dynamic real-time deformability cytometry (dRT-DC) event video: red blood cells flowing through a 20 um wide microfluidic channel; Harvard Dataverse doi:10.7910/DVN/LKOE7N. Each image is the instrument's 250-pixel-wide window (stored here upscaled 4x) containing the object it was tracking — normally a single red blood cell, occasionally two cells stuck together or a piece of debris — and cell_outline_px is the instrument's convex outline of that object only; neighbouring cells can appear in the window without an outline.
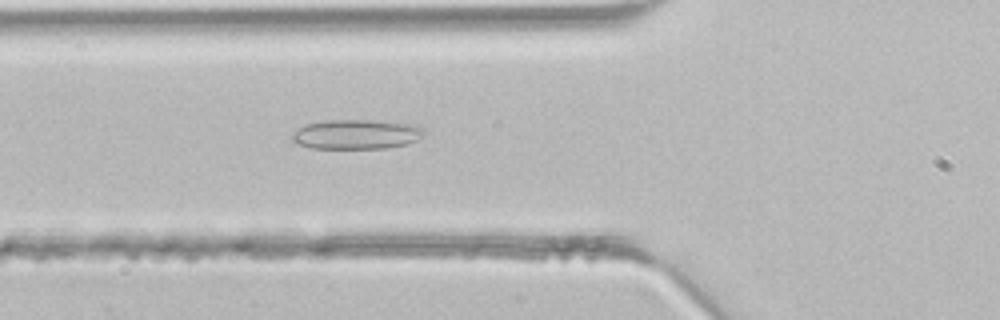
{"species": "common noctule bat (a hibernating species)", "species_latin": "Nyctalus noctula", "temperature_condition": "room temperature", "stored_images_in_passage": 29, "camera_frame_rate_fps": 3000, "um_per_image_px": 0.085, "animal": {"sex": "male", "body_mass_g": 21.5, "forearm_length_mm": 52.0}, "frame": {"image": 1, "passage_image": 6, "time_ms": 1.667, "image_size_px": [1000, 320], "cell_outline_px": [[424, 132], [416, 140], [404, 144], [384, 148], [312, 148], [300, 144], [292, 140], [292, 136], [304, 124], [324, 120], [368, 120], [416, 124], [424, 128]], "centroid_in_image_um": [30.3, 11.4], "position_along_channel_um": 95.5, "area_um2": 22.48}}
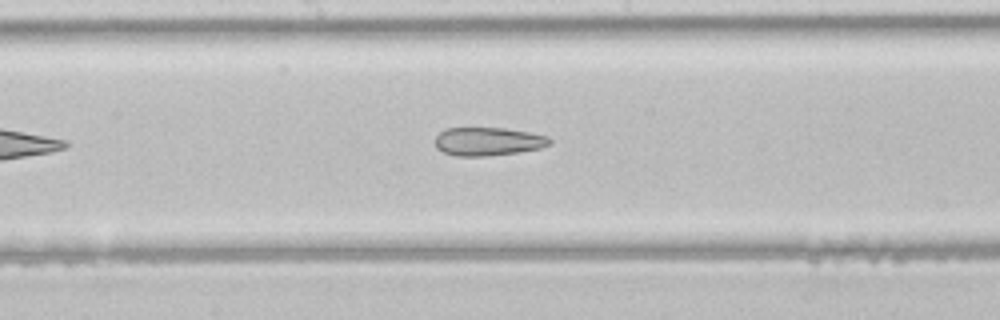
{"frame": {"image": 2, "passage_image": 13, "time_ms": 4.0, "image_size_px": [1000, 320], "cell_outline_px": [[552, 144], [540, 148], [516, 152], [488, 156], [456, 156], [444, 152], [436, 148], [436, 136], [444, 128], [504, 128], [528, 132], [548, 136], [552, 140]], "centroid_in_image_um": [41.49, 12.02], "position_along_channel_um": 206.7, "area_um2": 18.9}}
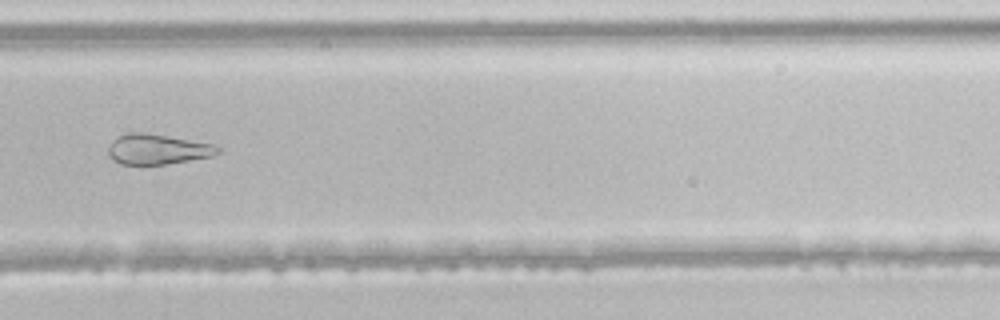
{"frame": {"image": 3, "passage_image": 20, "time_ms": 6.333, "image_size_px": [1000, 320], "cell_outline_px": [[220, 152], [212, 156], [164, 164], [120, 164], [112, 160], [108, 156], [108, 148], [112, 140], [116, 136], [128, 132], [144, 132], [216, 144], [220, 148]], "centroid_in_image_um": [13.36, 12.67], "position_along_channel_um": 316.4, "area_um2": 19.42}}